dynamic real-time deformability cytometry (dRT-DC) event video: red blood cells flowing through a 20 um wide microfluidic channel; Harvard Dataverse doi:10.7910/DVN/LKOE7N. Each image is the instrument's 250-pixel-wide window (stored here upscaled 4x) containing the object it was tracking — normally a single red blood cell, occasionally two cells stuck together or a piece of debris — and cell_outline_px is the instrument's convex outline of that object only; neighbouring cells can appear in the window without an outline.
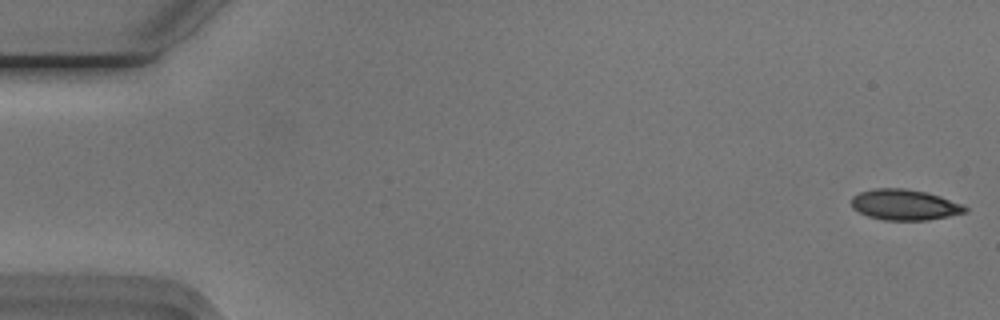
{"species": "Egyptian fruit bat (a non-hibernating species)", "species_latin": "Rousettus aegyptiacus", "temperature_condition": "cold", "stored_images_in_passage": 54, "camera_frame_rate_fps": 3000, "um_per_image_px": 0.085, "animal": {"sex": "male"}, "frame": {"image": 1, "passage_image": 1, "time_ms": 0.0, "image_size_px": [1000, 320], "cell_outline_px": [[968, 212], [948, 216], [924, 220], [884, 220], [868, 216], [852, 208], [852, 196], [860, 192], [876, 188], [904, 188], [924, 192], [940, 196], [964, 204], [968, 208]], "centroid_in_image_um": [76.91, 17.4], "position_along_channel_um": 8.1, "area_um2": 20.29}}
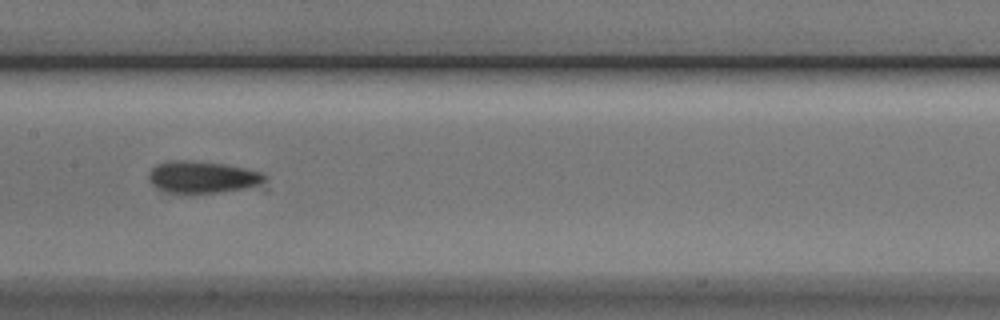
{"frame": {"image": 2, "passage_image": 27, "time_ms": 8.667, "image_size_px": [1000, 320], "cell_outline_px": [[268, 192], [184, 196], [180, 196], [156, 188], [148, 180], [148, 172], [156, 164], [168, 160], [188, 160], [224, 164], [264, 172], [268, 176]], "centroid_in_image_um": [17.5, 15.18], "position_along_channel_um": 189.9, "area_um2": 24.74}}
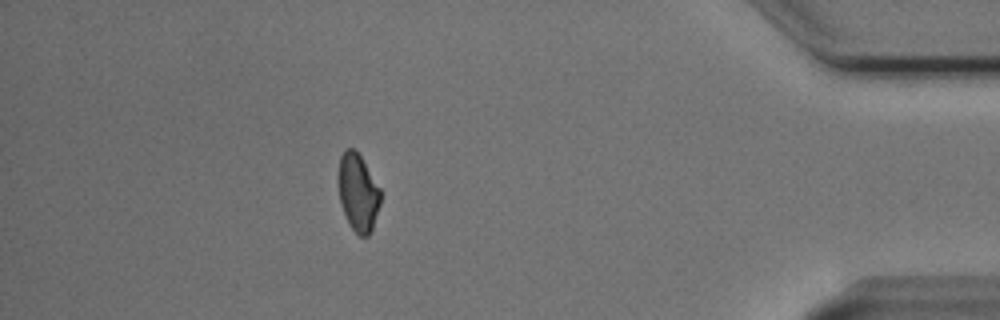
{"frame": {"image": 3, "passage_image": 48, "time_ms": 15.667, "image_size_px": [1000, 320], "cell_outline_px": [[380, 204], [372, 228], [368, 236], [360, 236], [348, 224], [340, 204], [336, 184], [336, 180], [340, 156], [344, 148], [352, 148], [360, 156], [380, 188]], "centroid_in_image_um": [30.38, 16.35], "position_along_channel_um": 404.8, "area_um2": 19.31}, "authors_computed_cell_mechanics": {"area_um2": 20.7502, "velocity_mm_per_s": 3.7604, "shape_relaxation_time_tau1_ms": null, "shape_relaxation_time_tau2_ms": 8.601, "deformation_change_tau1": null, "deformation_change_tau2": 0.1594}}